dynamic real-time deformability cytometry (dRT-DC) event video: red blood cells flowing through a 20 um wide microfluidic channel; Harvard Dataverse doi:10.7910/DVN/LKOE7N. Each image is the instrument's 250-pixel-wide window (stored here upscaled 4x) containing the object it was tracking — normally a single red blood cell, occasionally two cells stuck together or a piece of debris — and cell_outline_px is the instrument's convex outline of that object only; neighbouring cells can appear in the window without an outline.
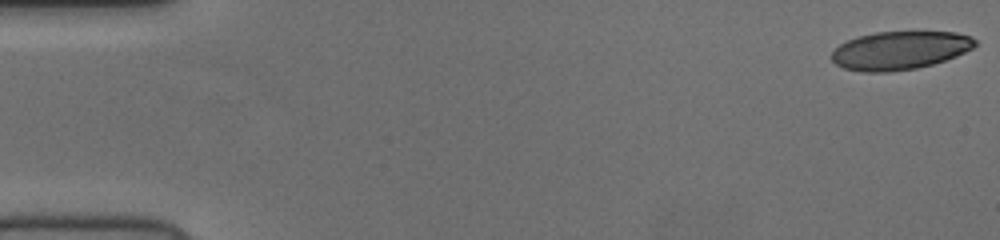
{"species": "human", "species_latin": "Homo sapiens", "temperature_condition": "cold", "stored_images_in_passage": 52, "camera_frame_rate_fps": 3000, "um_per_image_px": 0.085, "donor": {"sex": "female"}, "frame": {"image": 1, "passage_image": 1, "time_ms": 0.0, "image_size_px": [1000, 240], "cell_outline_px": [[976, 44], [972, 48], [956, 56], [932, 64], [916, 68], [888, 72], [860, 72], [844, 68], [836, 64], [832, 60], [832, 52], [840, 44], [856, 36], [876, 32], [956, 32], [972, 36], [976, 40]], "centroid_in_image_um": [76.47, 4.28], "position_along_channel_um": 8.5, "area_um2": 31.96}}
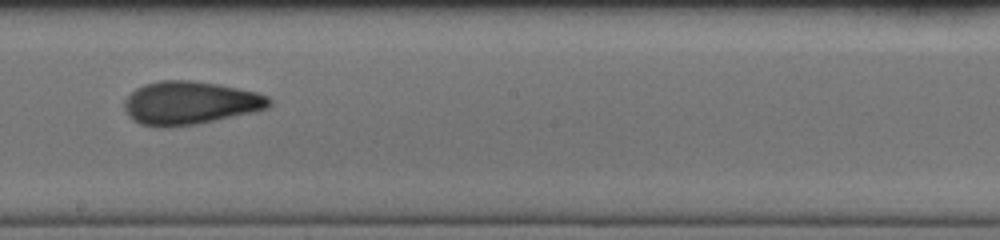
{"frame": {"image": 2, "passage_image": 30, "time_ms": 9.667, "image_size_px": [1000, 240], "cell_outline_px": [[272, 104], [268, 108], [256, 112], [196, 124], [168, 128], [160, 128], [140, 124], [132, 120], [128, 116], [124, 108], [124, 100], [136, 88], [144, 84], [160, 80], [192, 80], [216, 84], [256, 92], [268, 96], [272, 100]], "centroid_in_image_um": [16.14, 8.76], "position_along_channel_um": 232.1, "area_um2": 36.82}}
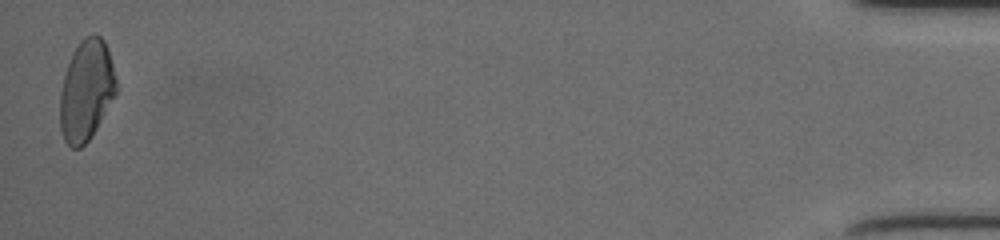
{"frame": {"image": 3, "passage_image": 52, "time_ms": 17.0, "image_size_px": [1000, 240], "cell_outline_px": [[116, 92], [92, 136], [80, 148], [72, 148], [64, 140], [60, 128], [60, 92], [64, 76], [72, 52], [80, 40], [84, 36], [100, 36], [104, 40], [112, 64], [116, 80]], "centroid_in_image_um": [7.31, 7.7], "position_along_channel_um": 427.9, "area_um2": 32.6}}